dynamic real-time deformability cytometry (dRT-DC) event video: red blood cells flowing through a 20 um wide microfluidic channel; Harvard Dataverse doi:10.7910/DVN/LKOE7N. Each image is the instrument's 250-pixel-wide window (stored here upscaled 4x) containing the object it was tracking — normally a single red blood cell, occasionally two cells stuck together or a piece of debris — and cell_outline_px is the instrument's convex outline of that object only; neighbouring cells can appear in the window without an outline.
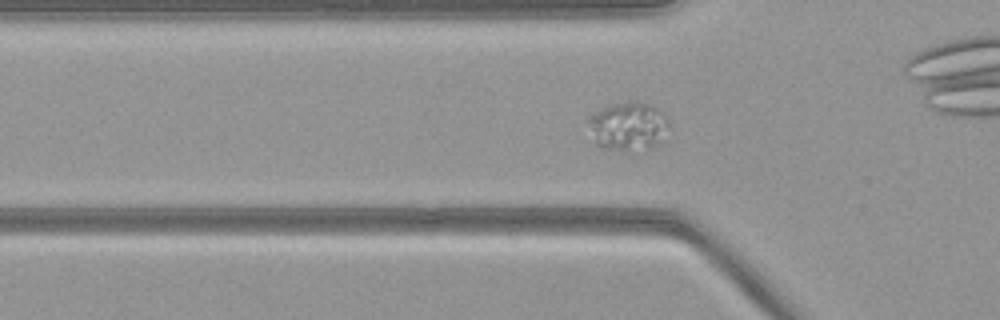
{"species": "common noctule bat (a hibernating species)", "species_latin": "Nyctalus noctula", "temperature_condition": "warm", "stored_images_in_passage": 42, "camera_frame_rate_fps": 3000, "um_per_image_px": 0.085, "animal": {"sex": "female", "body_mass_g": 21.9}, "frame": {"image": 1, "passage_image": 10, "time_ms": 3.0, "image_size_px": [1000, 320], "cell_outline_px": [[668, 124], [656, 144], [652, 148], [628, 156], [600, 148], [596, 144], [588, 120], [588, 116], [612, 104], [632, 100], [636, 100], [648, 104], [656, 108], [668, 116]], "centroid_in_image_um": [53.37, 10.81], "position_along_channel_um": 72.4, "area_um2": 23.41}}
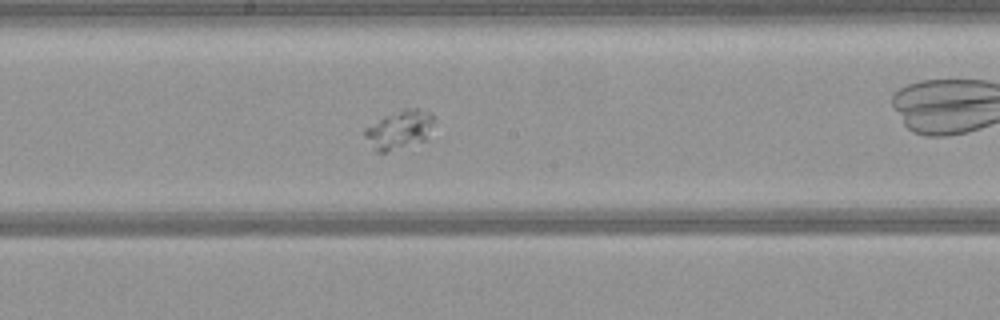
{"frame": {"image": 2, "passage_image": 21, "time_ms": 6.667, "image_size_px": [1000, 320], "cell_outline_px": [[436, 120], [424, 140], [384, 152], [376, 152], [364, 136], [364, 128], [384, 116], [404, 108], [420, 108], [436, 116]], "centroid_in_image_um": [33.95, 10.98], "position_along_channel_um": 214.2, "area_um2": 15.49}}
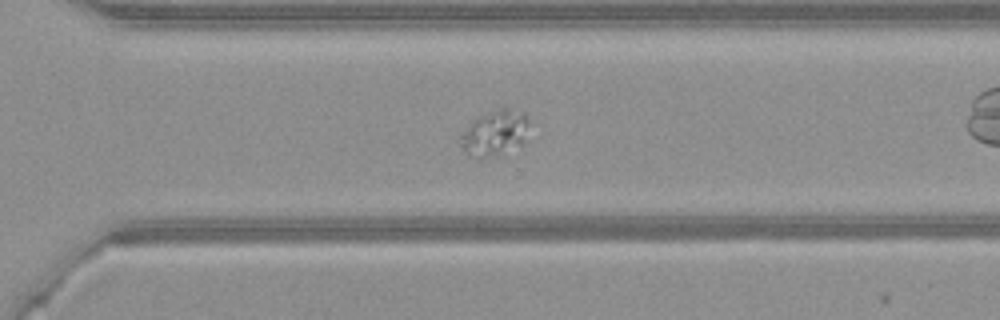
{"frame": {"image": 3, "passage_image": 30, "time_ms": 9.667, "image_size_px": [1000, 320], "cell_outline_px": [[532, 136], [524, 144], [480, 160], [476, 160], [468, 156], [464, 152], [460, 144], [460, 136], [472, 120], [500, 108], [508, 108], [524, 112], [528, 116]], "centroid_in_image_um": [42.12, 11.33], "position_along_channel_um": 328.5, "area_um2": 18.84}}